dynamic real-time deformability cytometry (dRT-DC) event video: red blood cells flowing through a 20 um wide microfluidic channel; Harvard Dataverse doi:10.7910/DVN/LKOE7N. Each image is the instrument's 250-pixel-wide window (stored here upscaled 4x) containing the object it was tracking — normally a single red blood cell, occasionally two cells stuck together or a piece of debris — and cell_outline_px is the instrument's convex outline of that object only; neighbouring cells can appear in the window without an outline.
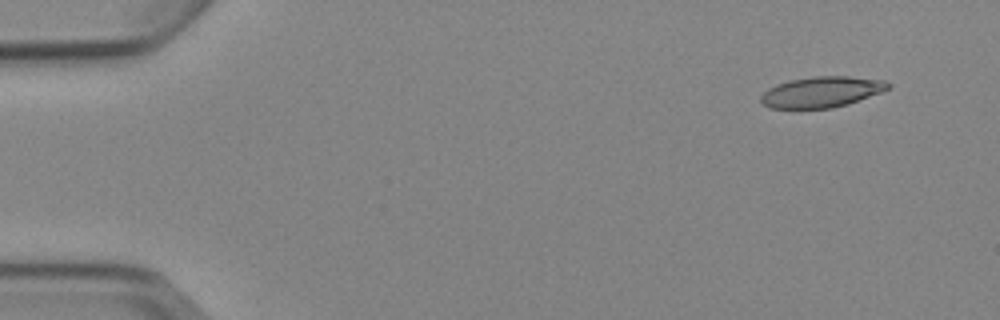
{"species": "Egyptian fruit bat (a non-hibernating species)", "species_latin": "Rousettus aegyptiacus", "temperature_condition": "cold", "stored_images_in_passage": 4, "camera_frame_rate_fps": 3000, "um_per_image_px": 0.085, "animal": {"sex": "female"}, "frame": {"image": 1, "passage_image": 1, "time_ms": 0.0, "image_size_px": [1000, 320], "cell_outline_px": [[892, 88], [848, 104], [832, 108], [768, 108], [760, 104], [760, 96], [768, 88], [776, 84], [788, 80], [812, 76], [848, 76], [884, 80], [892, 84]], "centroid_in_image_um": [69.82, 7.81], "position_along_channel_um": 15.2, "area_um2": 23.12}}
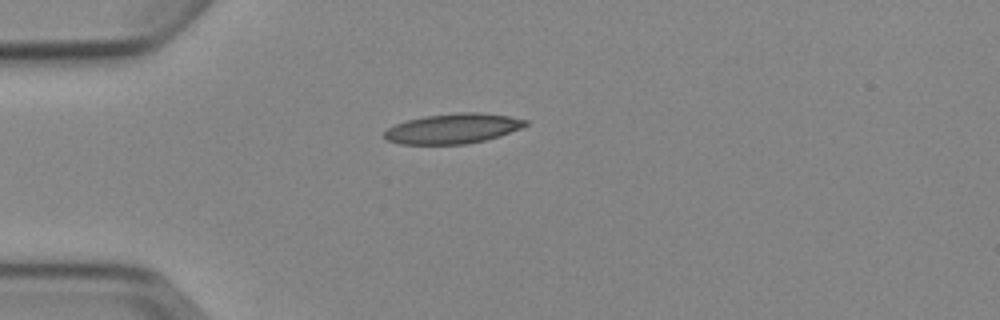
{"frame": {"image": 2, "passage_image": 4, "time_ms": 3.333, "image_size_px": [1000, 320], "cell_outline_px": [[528, 124], [520, 128], [500, 136], [468, 144], [400, 144], [388, 140], [384, 136], [384, 132], [388, 128], [396, 124], [408, 120], [424, 116], [456, 112], [476, 112], [508, 116], [528, 120]], "centroid_in_image_um": [38.5, 10.92], "position_along_channel_um": 46.5, "area_um2": 24.57}}